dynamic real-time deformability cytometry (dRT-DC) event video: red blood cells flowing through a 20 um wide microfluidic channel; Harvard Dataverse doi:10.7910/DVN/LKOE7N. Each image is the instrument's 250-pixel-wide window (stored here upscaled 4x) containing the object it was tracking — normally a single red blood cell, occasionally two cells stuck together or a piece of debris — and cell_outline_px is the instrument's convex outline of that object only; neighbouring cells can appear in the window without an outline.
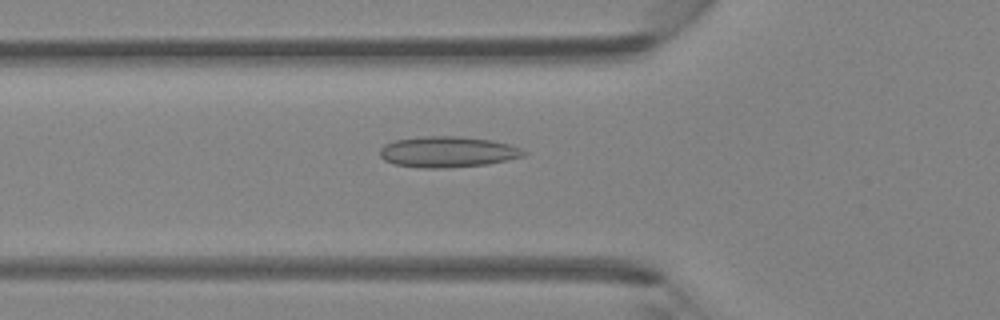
{"species": "Egyptian fruit bat (a non-hibernating species)", "species_latin": "Rousettus aegyptiacus", "temperature_condition": "room temperature", "stored_images_in_passage": 45, "camera_frame_rate_fps": 3000, "um_per_image_px": 0.085, "animal": {"sex": "female"}, "frame": {"image": 1, "passage_image": 16, "time_ms": 5.0, "image_size_px": [1000, 320], "cell_outline_px": [[528, 152], [524, 156], [508, 160], [488, 164], [444, 168], [424, 168], [392, 164], [384, 160], [380, 156], [380, 148], [384, 144], [396, 140], [424, 136], [460, 136], [492, 140], [508, 144], [520, 148]], "centroid_in_image_um": [38.05, 12.91], "position_along_channel_um": 87.8, "area_um2": 26.01}}
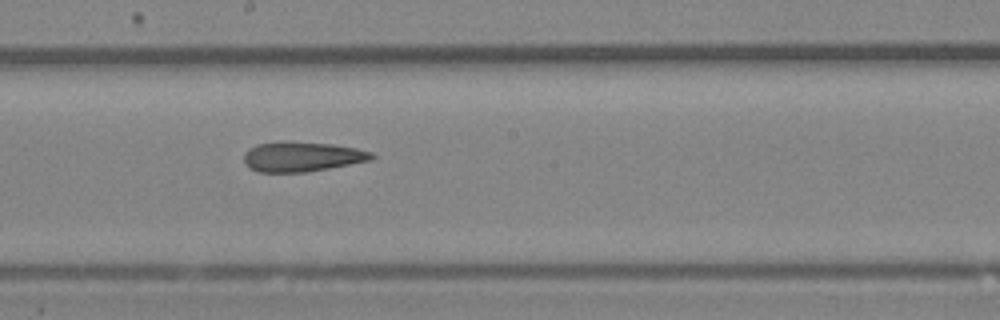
{"frame": {"image": 2, "passage_image": 25, "time_ms": 8.0, "image_size_px": [1000, 320], "cell_outline_px": [[376, 156], [372, 160], [308, 172], [260, 172], [248, 168], [244, 164], [244, 152], [248, 148], [256, 144], [280, 140], [288, 140], [332, 144], [356, 148], [372, 152]], "centroid_in_image_um": [25.63, 13.3], "position_along_channel_um": 222.6, "area_um2": 22.77}}
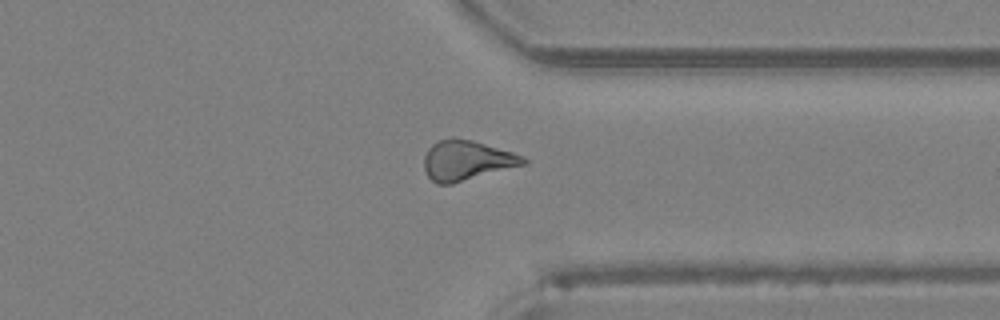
{"frame": {"image": 3, "passage_image": 35, "time_ms": 11.333, "image_size_px": [1000, 320], "cell_outline_px": [[528, 164], [452, 184], [436, 184], [428, 176], [424, 168], [424, 156], [428, 148], [436, 140], [452, 136], [472, 140], [512, 152], [524, 156], [528, 160]], "centroid_in_image_um": [39.67, 13.62], "position_along_channel_um": 371.7, "area_um2": 23.47}}